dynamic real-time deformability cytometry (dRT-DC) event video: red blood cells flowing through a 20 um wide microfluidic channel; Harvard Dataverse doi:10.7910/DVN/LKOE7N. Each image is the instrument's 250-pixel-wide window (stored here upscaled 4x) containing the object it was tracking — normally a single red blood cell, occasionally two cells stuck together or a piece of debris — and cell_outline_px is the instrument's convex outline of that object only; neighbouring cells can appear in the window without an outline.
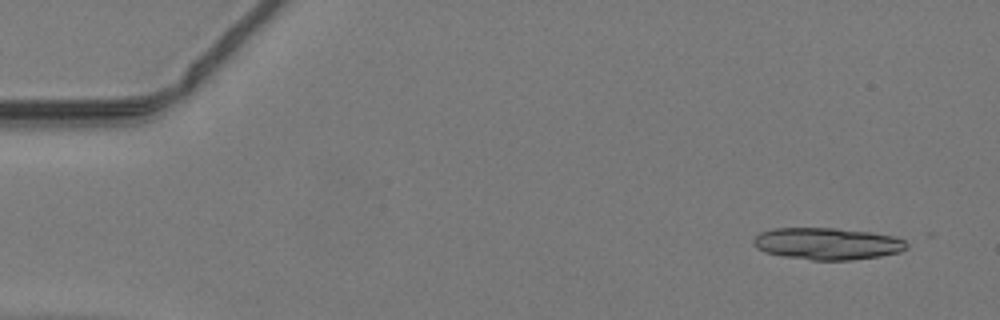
{"species": "common noctule bat (a hibernating species)", "species_latin": "Nyctalus noctula", "temperature_condition": "warm", "stored_images_in_passage": 47, "segment_of_instrument_passage": [1, 2], "camera_frame_rate_fps": 3000, "um_per_image_px": 0.085, "animal": {"sex": "male", "body_mass_g": 19.2, "forearm_length_mm": 51.8}, "frame": {"image": 1, "passage_image": 3, "time_ms": 0.667, "image_size_px": [1000, 320], "cell_outline_px": [[908, 248], [900, 252], [880, 256], [852, 260], [812, 260], [784, 256], [764, 252], [756, 248], [752, 244], [752, 240], [760, 232], [772, 228], [836, 228], [872, 232], [896, 236], [904, 240], [908, 244]], "centroid_in_image_um": [70.33, 20.71], "position_along_channel_um": 14.7, "area_um2": 28.78}}